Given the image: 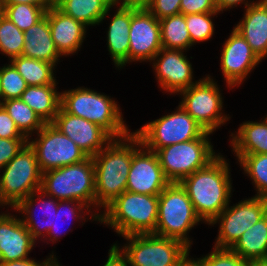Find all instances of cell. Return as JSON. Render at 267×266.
I'll return each mask as SVG.
<instances>
[{
    "mask_svg": "<svg viewBox=\"0 0 267 266\" xmlns=\"http://www.w3.org/2000/svg\"><path fill=\"white\" fill-rule=\"evenodd\" d=\"M142 146L141 140L131 132L121 139H113L102 151L93 156L95 166V215L105 209L119 195L126 191L127 176L132 155Z\"/></svg>",
    "mask_w": 267,
    "mask_h": 266,
    "instance_id": "1",
    "label": "cell"
},
{
    "mask_svg": "<svg viewBox=\"0 0 267 266\" xmlns=\"http://www.w3.org/2000/svg\"><path fill=\"white\" fill-rule=\"evenodd\" d=\"M227 161L219 153L205 168L195 171L180 182L198 217L208 225L231 204L233 186Z\"/></svg>",
    "mask_w": 267,
    "mask_h": 266,
    "instance_id": "2",
    "label": "cell"
},
{
    "mask_svg": "<svg viewBox=\"0 0 267 266\" xmlns=\"http://www.w3.org/2000/svg\"><path fill=\"white\" fill-rule=\"evenodd\" d=\"M102 212H99L98 222L110 226L119 236L154 233L158 195L125 191Z\"/></svg>",
    "mask_w": 267,
    "mask_h": 266,
    "instance_id": "3",
    "label": "cell"
},
{
    "mask_svg": "<svg viewBox=\"0 0 267 266\" xmlns=\"http://www.w3.org/2000/svg\"><path fill=\"white\" fill-rule=\"evenodd\" d=\"M60 106L72 115L95 123L113 139H121L131 133L123 120L115 99L87 87L61 92Z\"/></svg>",
    "mask_w": 267,
    "mask_h": 266,
    "instance_id": "4",
    "label": "cell"
},
{
    "mask_svg": "<svg viewBox=\"0 0 267 266\" xmlns=\"http://www.w3.org/2000/svg\"><path fill=\"white\" fill-rule=\"evenodd\" d=\"M40 190L59 201H80L90 210L96 209L93 158L43 172Z\"/></svg>",
    "mask_w": 267,
    "mask_h": 266,
    "instance_id": "5",
    "label": "cell"
},
{
    "mask_svg": "<svg viewBox=\"0 0 267 266\" xmlns=\"http://www.w3.org/2000/svg\"><path fill=\"white\" fill-rule=\"evenodd\" d=\"M201 221L180 183H170L158 195V219L153 234L180 240L191 248L193 242L188 234Z\"/></svg>",
    "mask_w": 267,
    "mask_h": 266,
    "instance_id": "6",
    "label": "cell"
},
{
    "mask_svg": "<svg viewBox=\"0 0 267 266\" xmlns=\"http://www.w3.org/2000/svg\"><path fill=\"white\" fill-rule=\"evenodd\" d=\"M210 134L205 132L200 138L169 145L155 152L170 183H180L195 171L205 168L219 155L213 149Z\"/></svg>",
    "mask_w": 267,
    "mask_h": 266,
    "instance_id": "7",
    "label": "cell"
},
{
    "mask_svg": "<svg viewBox=\"0 0 267 266\" xmlns=\"http://www.w3.org/2000/svg\"><path fill=\"white\" fill-rule=\"evenodd\" d=\"M123 247L113 244L128 260L130 266H178L181 258L190 250L177 239L160 237L153 233L132 234Z\"/></svg>",
    "mask_w": 267,
    "mask_h": 266,
    "instance_id": "8",
    "label": "cell"
},
{
    "mask_svg": "<svg viewBox=\"0 0 267 266\" xmlns=\"http://www.w3.org/2000/svg\"><path fill=\"white\" fill-rule=\"evenodd\" d=\"M206 131L179 104L176 111L146 123L134 133L153 152L163 147L200 138Z\"/></svg>",
    "mask_w": 267,
    "mask_h": 266,
    "instance_id": "9",
    "label": "cell"
},
{
    "mask_svg": "<svg viewBox=\"0 0 267 266\" xmlns=\"http://www.w3.org/2000/svg\"><path fill=\"white\" fill-rule=\"evenodd\" d=\"M1 170L0 195L7 208H15L41 187L42 172L35 151L28 143Z\"/></svg>",
    "mask_w": 267,
    "mask_h": 266,
    "instance_id": "10",
    "label": "cell"
},
{
    "mask_svg": "<svg viewBox=\"0 0 267 266\" xmlns=\"http://www.w3.org/2000/svg\"><path fill=\"white\" fill-rule=\"evenodd\" d=\"M220 91L212 77L206 75L179 93V96H183L179 104L209 133H214L230 119L229 114L226 115L222 110L223 97Z\"/></svg>",
    "mask_w": 267,
    "mask_h": 266,
    "instance_id": "11",
    "label": "cell"
},
{
    "mask_svg": "<svg viewBox=\"0 0 267 266\" xmlns=\"http://www.w3.org/2000/svg\"><path fill=\"white\" fill-rule=\"evenodd\" d=\"M36 135L37 138H28V144L35 151L42 173L76 164L88 158L75 142L52 123H46Z\"/></svg>",
    "mask_w": 267,
    "mask_h": 266,
    "instance_id": "12",
    "label": "cell"
},
{
    "mask_svg": "<svg viewBox=\"0 0 267 266\" xmlns=\"http://www.w3.org/2000/svg\"><path fill=\"white\" fill-rule=\"evenodd\" d=\"M266 214L267 198L265 197L253 196L233 206L228 205L210 224L211 226L219 224L214 247L230 249L246 230Z\"/></svg>",
    "mask_w": 267,
    "mask_h": 266,
    "instance_id": "13",
    "label": "cell"
},
{
    "mask_svg": "<svg viewBox=\"0 0 267 266\" xmlns=\"http://www.w3.org/2000/svg\"><path fill=\"white\" fill-rule=\"evenodd\" d=\"M162 49L160 23L146 8L131 7L129 63L150 62Z\"/></svg>",
    "mask_w": 267,
    "mask_h": 266,
    "instance_id": "14",
    "label": "cell"
},
{
    "mask_svg": "<svg viewBox=\"0 0 267 266\" xmlns=\"http://www.w3.org/2000/svg\"><path fill=\"white\" fill-rule=\"evenodd\" d=\"M184 52L187 51L162 48L151 61L160 88L172 95L199 81H193L192 63Z\"/></svg>",
    "mask_w": 267,
    "mask_h": 266,
    "instance_id": "15",
    "label": "cell"
},
{
    "mask_svg": "<svg viewBox=\"0 0 267 266\" xmlns=\"http://www.w3.org/2000/svg\"><path fill=\"white\" fill-rule=\"evenodd\" d=\"M260 62L244 37L233 28L220 57L222 76L228 88L241 85Z\"/></svg>",
    "mask_w": 267,
    "mask_h": 266,
    "instance_id": "16",
    "label": "cell"
},
{
    "mask_svg": "<svg viewBox=\"0 0 267 266\" xmlns=\"http://www.w3.org/2000/svg\"><path fill=\"white\" fill-rule=\"evenodd\" d=\"M169 184L170 182L163 173L156 153L142 145L132 155L126 191L159 195Z\"/></svg>",
    "mask_w": 267,
    "mask_h": 266,
    "instance_id": "17",
    "label": "cell"
},
{
    "mask_svg": "<svg viewBox=\"0 0 267 266\" xmlns=\"http://www.w3.org/2000/svg\"><path fill=\"white\" fill-rule=\"evenodd\" d=\"M52 124L75 142L88 157L95 156L113 140L95 123L67 113L61 106Z\"/></svg>",
    "mask_w": 267,
    "mask_h": 266,
    "instance_id": "18",
    "label": "cell"
},
{
    "mask_svg": "<svg viewBox=\"0 0 267 266\" xmlns=\"http://www.w3.org/2000/svg\"><path fill=\"white\" fill-rule=\"evenodd\" d=\"M36 243L17 214L8 212L0 217V262L29 258Z\"/></svg>",
    "mask_w": 267,
    "mask_h": 266,
    "instance_id": "19",
    "label": "cell"
},
{
    "mask_svg": "<svg viewBox=\"0 0 267 266\" xmlns=\"http://www.w3.org/2000/svg\"><path fill=\"white\" fill-rule=\"evenodd\" d=\"M58 201L59 200L45 194L42 190L39 189L23 199L13 209L14 211L22 214V222L36 242L37 240H39V238H42L41 241H44L43 239L47 236V233L49 232L52 225H54V217L57 212ZM37 204L41 205L40 208L43 212V217L41 216L42 219L40 220L39 218H37L38 216L35 215L36 211L34 212V207Z\"/></svg>",
    "mask_w": 267,
    "mask_h": 266,
    "instance_id": "20",
    "label": "cell"
},
{
    "mask_svg": "<svg viewBox=\"0 0 267 266\" xmlns=\"http://www.w3.org/2000/svg\"><path fill=\"white\" fill-rule=\"evenodd\" d=\"M48 22L52 39L62 56H71L80 51L86 38L87 26L63 13L57 7L48 9Z\"/></svg>",
    "mask_w": 267,
    "mask_h": 266,
    "instance_id": "21",
    "label": "cell"
},
{
    "mask_svg": "<svg viewBox=\"0 0 267 266\" xmlns=\"http://www.w3.org/2000/svg\"><path fill=\"white\" fill-rule=\"evenodd\" d=\"M262 61L267 57V0H259L245 8L242 20L234 27Z\"/></svg>",
    "mask_w": 267,
    "mask_h": 266,
    "instance_id": "22",
    "label": "cell"
},
{
    "mask_svg": "<svg viewBox=\"0 0 267 266\" xmlns=\"http://www.w3.org/2000/svg\"><path fill=\"white\" fill-rule=\"evenodd\" d=\"M22 56L47 61L57 66L56 64H58L62 55L52 39L48 22V10L40 21L24 31Z\"/></svg>",
    "mask_w": 267,
    "mask_h": 266,
    "instance_id": "23",
    "label": "cell"
},
{
    "mask_svg": "<svg viewBox=\"0 0 267 266\" xmlns=\"http://www.w3.org/2000/svg\"><path fill=\"white\" fill-rule=\"evenodd\" d=\"M117 8L110 20L107 30V49L116 68L129 63V32L131 23V7Z\"/></svg>",
    "mask_w": 267,
    "mask_h": 266,
    "instance_id": "24",
    "label": "cell"
},
{
    "mask_svg": "<svg viewBox=\"0 0 267 266\" xmlns=\"http://www.w3.org/2000/svg\"><path fill=\"white\" fill-rule=\"evenodd\" d=\"M265 116L263 121L241 123L236 134H230V145L236 155L267 154V115Z\"/></svg>",
    "mask_w": 267,
    "mask_h": 266,
    "instance_id": "25",
    "label": "cell"
},
{
    "mask_svg": "<svg viewBox=\"0 0 267 266\" xmlns=\"http://www.w3.org/2000/svg\"><path fill=\"white\" fill-rule=\"evenodd\" d=\"M57 84L27 86L20 99L24 101L45 123H52L61 103Z\"/></svg>",
    "mask_w": 267,
    "mask_h": 266,
    "instance_id": "26",
    "label": "cell"
},
{
    "mask_svg": "<svg viewBox=\"0 0 267 266\" xmlns=\"http://www.w3.org/2000/svg\"><path fill=\"white\" fill-rule=\"evenodd\" d=\"M230 249L248 261L267 260V214L246 230Z\"/></svg>",
    "mask_w": 267,
    "mask_h": 266,
    "instance_id": "27",
    "label": "cell"
},
{
    "mask_svg": "<svg viewBox=\"0 0 267 266\" xmlns=\"http://www.w3.org/2000/svg\"><path fill=\"white\" fill-rule=\"evenodd\" d=\"M56 7L90 27L102 23L113 6L110 0H63Z\"/></svg>",
    "mask_w": 267,
    "mask_h": 266,
    "instance_id": "28",
    "label": "cell"
},
{
    "mask_svg": "<svg viewBox=\"0 0 267 266\" xmlns=\"http://www.w3.org/2000/svg\"><path fill=\"white\" fill-rule=\"evenodd\" d=\"M9 63L15 67L28 86L58 84L53 72L56 66L52 63L22 55L11 59Z\"/></svg>",
    "mask_w": 267,
    "mask_h": 266,
    "instance_id": "29",
    "label": "cell"
},
{
    "mask_svg": "<svg viewBox=\"0 0 267 266\" xmlns=\"http://www.w3.org/2000/svg\"><path fill=\"white\" fill-rule=\"evenodd\" d=\"M162 48L189 50L191 39L185 15L177 14L159 20Z\"/></svg>",
    "mask_w": 267,
    "mask_h": 266,
    "instance_id": "30",
    "label": "cell"
},
{
    "mask_svg": "<svg viewBox=\"0 0 267 266\" xmlns=\"http://www.w3.org/2000/svg\"><path fill=\"white\" fill-rule=\"evenodd\" d=\"M16 127L28 139L37 133L46 123L21 99H10L0 103ZM35 131V132H34Z\"/></svg>",
    "mask_w": 267,
    "mask_h": 266,
    "instance_id": "31",
    "label": "cell"
},
{
    "mask_svg": "<svg viewBox=\"0 0 267 266\" xmlns=\"http://www.w3.org/2000/svg\"><path fill=\"white\" fill-rule=\"evenodd\" d=\"M87 214L90 215V218H91L90 220L93 219L94 221L98 222V217L95 215L94 211L92 212L82 202L75 201V200L58 201L57 212H56V215L54 217V225H52V227L50 228V230L47 233V236H46V238H44V240L45 241L46 240L51 241L52 244H54L58 241V237L60 239V237H61L60 232H62L63 230L61 231L62 226L59 225V222H62V218L66 217L70 220V218L74 217L76 221H78L80 219L83 223V220L86 221V219H88V217L86 218Z\"/></svg>",
    "mask_w": 267,
    "mask_h": 266,
    "instance_id": "32",
    "label": "cell"
},
{
    "mask_svg": "<svg viewBox=\"0 0 267 266\" xmlns=\"http://www.w3.org/2000/svg\"><path fill=\"white\" fill-rule=\"evenodd\" d=\"M255 187L256 197L267 198V154L235 155Z\"/></svg>",
    "mask_w": 267,
    "mask_h": 266,
    "instance_id": "33",
    "label": "cell"
},
{
    "mask_svg": "<svg viewBox=\"0 0 267 266\" xmlns=\"http://www.w3.org/2000/svg\"><path fill=\"white\" fill-rule=\"evenodd\" d=\"M24 48V32L6 16L0 18V53L9 60L22 55Z\"/></svg>",
    "mask_w": 267,
    "mask_h": 266,
    "instance_id": "34",
    "label": "cell"
},
{
    "mask_svg": "<svg viewBox=\"0 0 267 266\" xmlns=\"http://www.w3.org/2000/svg\"><path fill=\"white\" fill-rule=\"evenodd\" d=\"M48 9L30 4H10L3 7V15L24 32L40 21Z\"/></svg>",
    "mask_w": 267,
    "mask_h": 266,
    "instance_id": "35",
    "label": "cell"
},
{
    "mask_svg": "<svg viewBox=\"0 0 267 266\" xmlns=\"http://www.w3.org/2000/svg\"><path fill=\"white\" fill-rule=\"evenodd\" d=\"M220 12L211 13H194L185 15L187 29L191 39V46L207 41L212 38L215 33L213 17Z\"/></svg>",
    "mask_w": 267,
    "mask_h": 266,
    "instance_id": "36",
    "label": "cell"
},
{
    "mask_svg": "<svg viewBox=\"0 0 267 266\" xmlns=\"http://www.w3.org/2000/svg\"><path fill=\"white\" fill-rule=\"evenodd\" d=\"M6 65L0 67V103L10 99H20L28 86L11 63Z\"/></svg>",
    "mask_w": 267,
    "mask_h": 266,
    "instance_id": "37",
    "label": "cell"
},
{
    "mask_svg": "<svg viewBox=\"0 0 267 266\" xmlns=\"http://www.w3.org/2000/svg\"><path fill=\"white\" fill-rule=\"evenodd\" d=\"M206 266H248L249 261L243 259L229 248H216L201 257Z\"/></svg>",
    "mask_w": 267,
    "mask_h": 266,
    "instance_id": "38",
    "label": "cell"
},
{
    "mask_svg": "<svg viewBox=\"0 0 267 266\" xmlns=\"http://www.w3.org/2000/svg\"><path fill=\"white\" fill-rule=\"evenodd\" d=\"M27 143V138H0V170L6 166Z\"/></svg>",
    "mask_w": 267,
    "mask_h": 266,
    "instance_id": "39",
    "label": "cell"
},
{
    "mask_svg": "<svg viewBox=\"0 0 267 266\" xmlns=\"http://www.w3.org/2000/svg\"><path fill=\"white\" fill-rule=\"evenodd\" d=\"M181 0H150L147 10L158 20L180 14Z\"/></svg>",
    "mask_w": 267,
    "mask_h": 266,
    "instance_id": "40",
    "label": "cell"
},
{
    "mask_svg": "<svg viewBox=\"0 0 267 266\" xmlns=\"http://www.w3.org/2000/svg\"><path fill=\"white\" fill-rule=\"evenodd\" d=\"M219 12L215 0H181L180 14Z\"/></svg>",
    "mask_w": 267,
    "mask_h": 266,
    "instance_id": "41",
    "label": "cell"
},
{
    "mask_svg": "<svg viewBox=\"0 0 267 266\" xmlns=\"http://www.w3.org/2000/svg\"><path fill=\"white\" fill-rule=\"evenodd\" d=\"M0 138H26L16 127L14 120L0 104Z\"/></svg>",
    "mask_w": 267,
    "mask_h": 266,
    "instance_id": "42",
    "label": "cell"
},
{
    "mask_svg": "<svg viewBox=\"0 0 267 266\" xmlns=\"http://www.w3.org/2000/svg\"><path fill=\"white\" fill-rule=\"evenodd\" d=\"M56 255L52 252L45 260L42 262L37 261L36 259L27 258L22 260H14L9 262H0V266H62L57 261Z\"/></svg>",
    "mask_w": 267,
    "mask_h": 266,
    "instance_id": "43",
    "label": "cell"
},
{
    "mask_svg": "<svg viewBox=\"0 0 267 266\" xmlns=\"http://www.w3.org/2000/svg\"><path fill=\"white\" fill-rule=\"evenodd\" d=\"M108 254L107 262L103 266H130L128 260L114 245L111 246Z\"/></svg>",
    "mask_w": 267,
    "mask_h": 266,
    "instance_id": "44",
    "label": "cell"
},
{
    "mask_svg": "<svg viewBox=\"0 0 267 266\" xmlns=\"http://www.w3.org/2000/svg\"><path fill=\"white\" fill-rule=\"evenodd\" d=\"M216 1V5H217V9L219 12H222L223 11H226L228 9H231V8H234V7H237V5H240L241 4H244L245 5V8L248 7L249 5L251 4H254L256 2H259V1H255L254 0H215Z\"/></svg>",
    "mask_w": 267,
    "mask_h": 266,
    "instance_id": "45",
    "label": "cell"
},
{
    "mask_svg": "<svg viewBox=\"0 0 267 266\" xmlns=\"http://www.w3.org/2000/svg\"><path fill=\"white\" fill-rule=\"evenodd\" d=\"M150 0H110L112 6L147 8Z\"/></svg>",
    "mask_w": 267,
    "mask_h": 266,
    "instance_id": "46",
    "label": "cell"
},
{
    "mask_svg": "<svg viewBox=\"0 0 267 266\" xmlns=\"http://www.w3.org/2000/svg\"><path fill=\"white\" fill-rule=\"evenodd\" d=\"M3 7L10 4H30L41 8H50L46 0H0Z\"/></svg>",
    "mask_w": 267,
    "mask_h": 266,
    "instance_id": "47",
    "label": "cell"
},
{
    "mask_svg": "<svg viewBox=\"0 0 267 266\" xmlns=\"http://www.w3.org/2000/svg\"><path fill=\"white\" fill-rule=\"evenodd\" d=\"M190 250L181 258L178 266H206L202 258H189Z\"/></svg>",
    "mask_w": 267,
    "mask_h": 266,
    "instance_id": "48",
    "label": "cell"
},
{
    "mask_svg": "<svg viewBox=\"0 0 267 266\" xmlns=\"http://www.w3.org/2000/svg\"><path fill=\"white\" fill-rule=\"evenodd\" d=\"M248 266H267V260L249 261V265Z\"/></svg>",
    "mask_w": 267,
    "mask_h": 266,
    "instance_id": "49",
    "label": "cell"
},
{
    "mask_svg": "<svg viewBox=\"0 0 267 266\" xmlns=\"http://www.w3.org/2000/svg\"><path fill=\"white\" fill-rule=\"evenodd\" d=\"M50 7H56L63 0H46Z\"/></svg>",
    "mask_w": 267,
    "mask_h": 266,
    "instance_id": "50",
    "label": "cell"
},
{
    "mask_svg": "<svg viewBox=\"0 0 267 266\" xmlns=\"http://www.w3.org/2000/svg\"><path fill=\"white\" fill-rule=\"evenodd\" d=\"M7 203L3 200V198L1 197V195H0V207L2 206V207H4V206H6L7 207ZM7 213V211L4 213H0V217L1 216H3V215H5Z\"/></svg>",
    "mask_w": 267,
    "mask_h": 266,
    "instance_id": "51",
    "label": "cell"
},
{
    "mask_svg": "<svg viewBox=\"0 0 267 266\" xmlns=\"http://www.w3.org/2000/svg\"><path fill=\"white\" fill-rule=\"evenodd\" d=\"M3 16V5L0 2V18Z\"/></svg>",
    "mask_w": 267,
    "mask_h": 266,
    "instance_id": "52",
    "label": "cell"
}]
</instances>
